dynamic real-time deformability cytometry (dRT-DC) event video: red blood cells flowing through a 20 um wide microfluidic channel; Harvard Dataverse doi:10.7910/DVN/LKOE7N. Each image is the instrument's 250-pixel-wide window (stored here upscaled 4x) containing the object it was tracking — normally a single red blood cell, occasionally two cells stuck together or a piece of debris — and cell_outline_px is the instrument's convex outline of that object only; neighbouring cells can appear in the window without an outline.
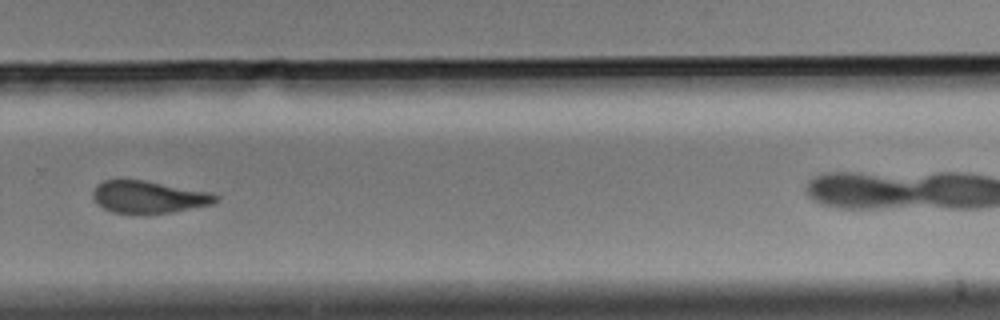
{"species": "Egyptian fruit bat (a non-hibernating species)", "species_latin": "Rousettus aegyptiacus", "temperature_condition": "cold", "stored_images_in_passage": 11, "camera_frame_rate_fps": 3000, "um_per_image_px": 0.085, "animal": {"sex": "male"}, "frame": {"image": 1, "passage_image": 8, "time_ms": 2.333, "image_size_px": [1000, 320], "cell_outline_px": [[220, 196], [212, 204], [172, 212], [112, 212], [104, 208], [92, 196], [92, 192], [96, 184], [104, 180], [144, 180], [212, 192]], "centroid_in_image_um": [12.66, 16.71], "position_along_channel_um": 317.1, "area_um2": 22.66}}